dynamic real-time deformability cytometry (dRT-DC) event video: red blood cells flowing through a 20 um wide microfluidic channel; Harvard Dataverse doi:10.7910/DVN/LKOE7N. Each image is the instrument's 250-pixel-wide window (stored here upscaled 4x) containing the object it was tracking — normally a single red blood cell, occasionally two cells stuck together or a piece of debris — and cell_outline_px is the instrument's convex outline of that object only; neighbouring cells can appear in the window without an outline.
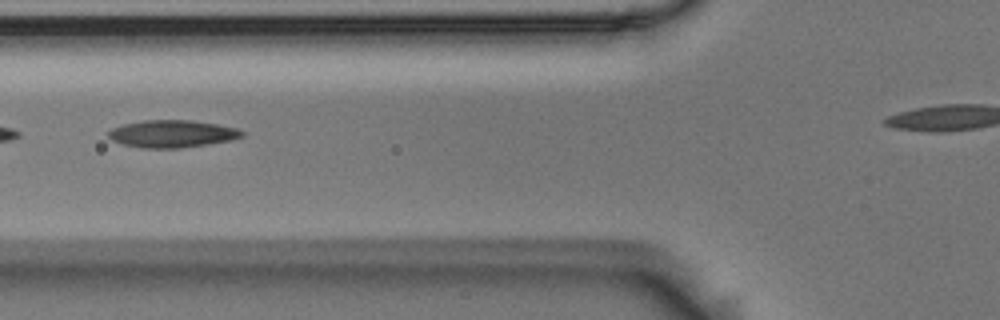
{"species": "Egyptian fruit bat (a non-hibernating species)", "species_latin": "Rousettus aegyptiacus", "temperature_condition": "room temperature", "stored_images_in_passage": 36, "camera_frame_rate_fps": 3000, "um_per_image_px": 0.085, "animal": {"sex": "male"}, "frame": {"image": 1, "passage_image": 17, "time_ms": 5.333, "image_size_px": [1000, 320], "cell_outline_px": [[244, 136], [232, 140], [208, 144], [180, 148], [144, 148], [124, 144], [112, 140], [108, 136], [108, 132], [112, 128], [124, 124], [144, 120], [192, 120], [216, 124], [236, 128], [244, 132]], "centroid_in_image_um": [14.65, 11.37], "position_along_channel_um": 111.2, "area_um2": 21.21}}
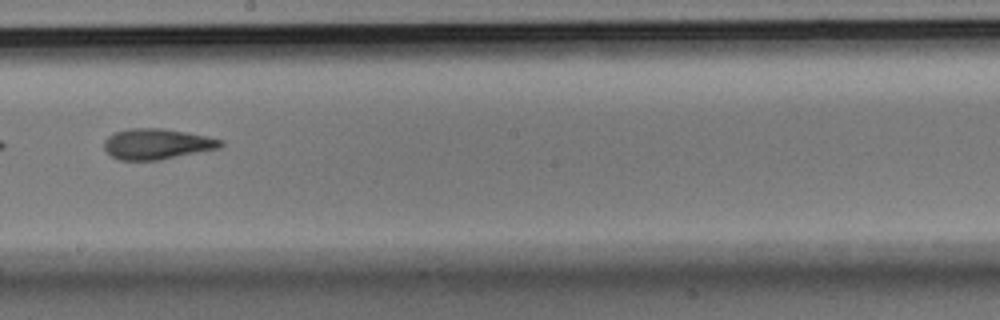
{"frame": {"image": 2, "passage_image": 27, "time_ms": 8.667, "image_size_px": [1000, 320], "cell_outline_px": [[224, 144], [220, 148], [160, 160], [120, 160], [112, 156], [104, 148], [104, 140], [108, 136], [116, 132], [128, 128], [160, 128], [184, 132], [224, 140]], "centroid_in_image_um": [13.34, 12.24], "position_along_channel_um": 234.9, "area_um2": 20.69}}
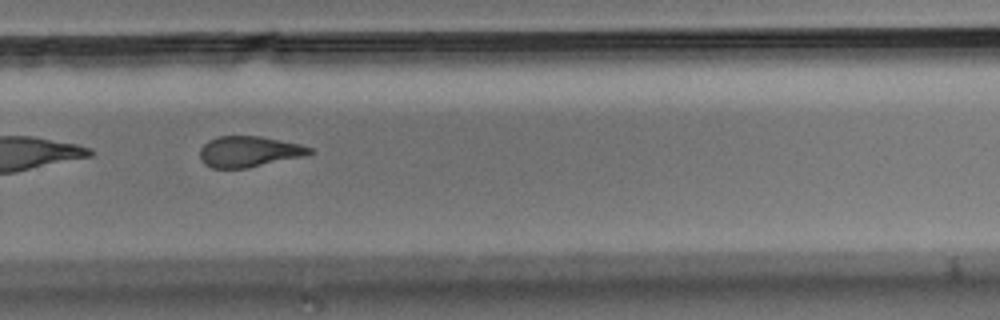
{"frame": {"image": 3, "passage_image": 33, "time_ms": 10.667, "image_size_px": [1000, 320], "cell_outline_px": [[312, 152], [308, 156], [248, 168], [212, 168], [204, 164], [200, 160], [200, 148], [208, 140], [220, 136], [260, 136], [300, 144], [312, 148]], "centroid_in_image_um": [21.18, 12.89], "position_along_channel_um": 308.6, "area_um2": 19.94}}